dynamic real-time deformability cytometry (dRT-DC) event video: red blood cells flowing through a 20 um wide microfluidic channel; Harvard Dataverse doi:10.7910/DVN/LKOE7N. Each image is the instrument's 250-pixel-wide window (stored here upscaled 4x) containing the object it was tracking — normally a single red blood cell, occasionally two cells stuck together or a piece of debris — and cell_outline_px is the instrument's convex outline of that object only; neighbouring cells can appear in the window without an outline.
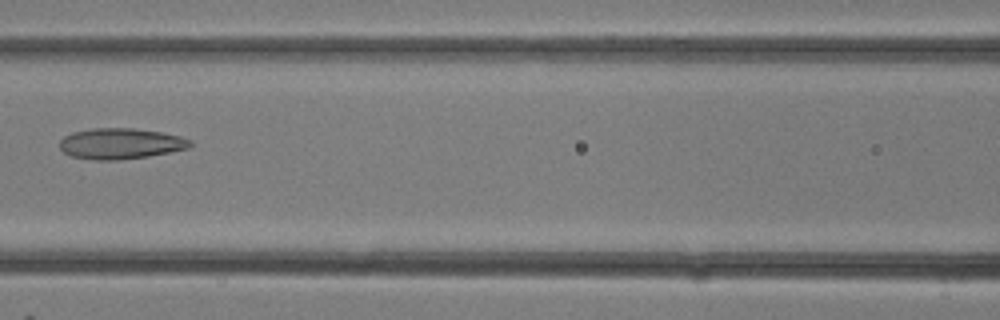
{"species": "common noctule bat (a hibernating species)", "species_latin": "Nyctalus noctula", "temperature_condition": "room temperature", "stored_images_in_passage": 13, "camera_frame_rate_fps": 3000, "um_per_image_px": 0.085, "animal": {"sex": "female"}, "frame": {"image": 1, "passage_image": 8, "time_ms": 2.333, "image_size_px": [1000, 320], "cell_outline_px": [[192, 144], [188, 148], [148, 156], [116, 160], [92, 160], [72, 156], [64, 152], [60, 148], [60, 140], [64, 136], [72, 132], [92, 128], [132, 128], [160, 132], [180, 136], [192, 140]], "centroid_in_image_um": [10.23, 12.2], "position_along_channel_um": 156.4, "area_um2": 23.35}}
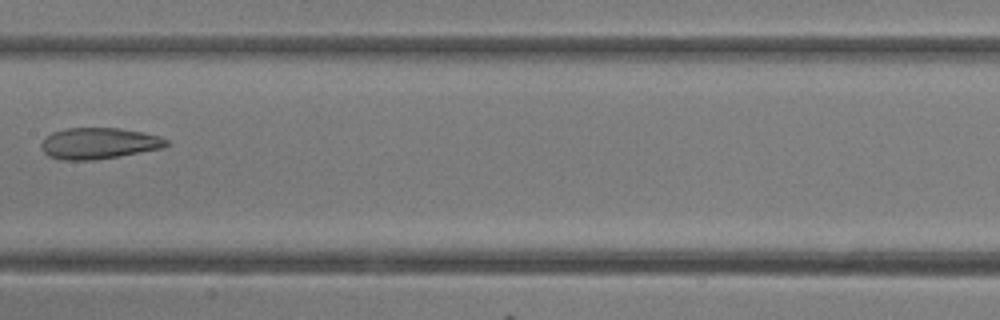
{"frame": {"image": 2, "passage_image": 10, "time_ms": 3.0, "image_size_px": [1000, 320], "cell_outline_px": [[172, 144], [164, 148], [120, 156], [92, 160], [64, 160], [48, 156], [40, 148], [40, 144], [44, 136], [52, 132], [64, 128], [120, 128], [144, 132], [160, 136], [168, 140]], "centroid_in_image_um": [8.41, 12.18], "position_along_channel_um": 199.0, "area_um2": 23.18}}
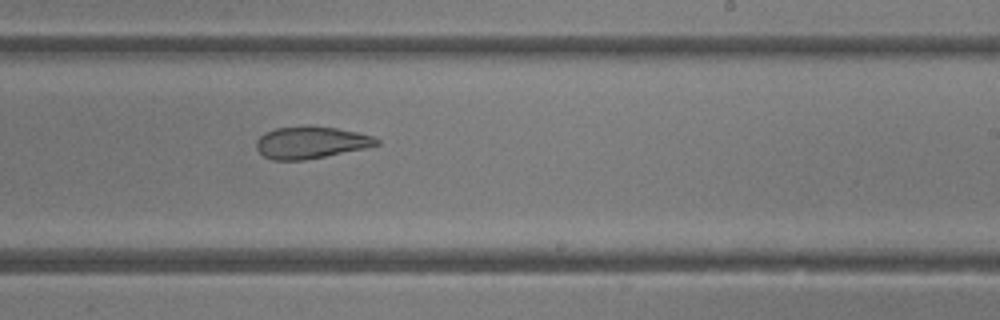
{"frame": {"image": 3, "passage_image": 13, "time_ms": 4.0, "image_size_px": [1000, 320], "cell_outline_px": [[380, 144], [364, 148], [304, 160], [272, 160], [264, 156], [256, 148], [256, 140], [264, 132], [276, 128], [336, 128], [356, 132], [372, 136], [380, 140]], "centroid_in_image_um": [26.39, 12.14], "position_along_channel_um": 262.6, "area_um2": 21.68}}